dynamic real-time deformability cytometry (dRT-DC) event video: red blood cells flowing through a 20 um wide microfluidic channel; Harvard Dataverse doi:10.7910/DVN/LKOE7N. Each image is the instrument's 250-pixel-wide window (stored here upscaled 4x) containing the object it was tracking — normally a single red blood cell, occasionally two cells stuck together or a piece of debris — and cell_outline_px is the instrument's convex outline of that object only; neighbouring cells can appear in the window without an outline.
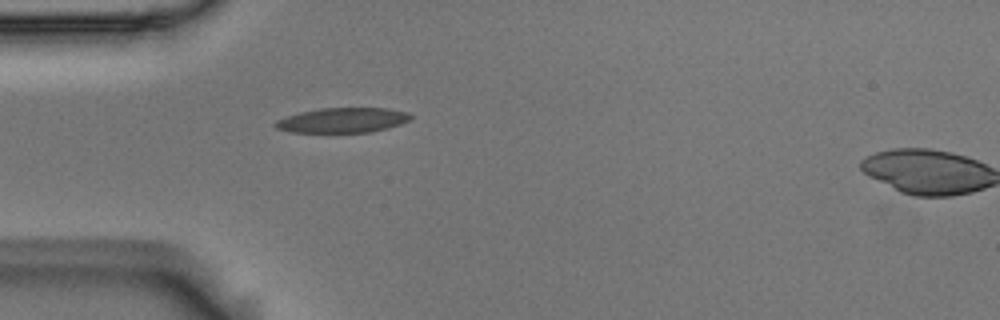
{"species": "Egyptian fruit bat (a non-hibernating species)", "species_latin": "Rousettus aegyptiacus", "temperature_condition": "room temperature", "stored_images_in_passage": 2, "camera_frame_rate_fps": 3000, "um_per_image_px": 0.085, "animal": {"sex": "male"}, "frame": {"image": 1, "passage_image": 1, "time_ms": 0.0, "image_size_px": [1000, 320], "cell_outline_px": [[412, 116], [408, 120], [400, 124], [388, 128], [372, 132], [292, 132], [276, 128], [272, 124], [276, 120], [300, 112], [320, 108], [388, 108], [408, 112]], "centroid_in_image_um": [29.12, 10.21], "position_along_channel_um": 55.9, "area_um2": 19.59}}